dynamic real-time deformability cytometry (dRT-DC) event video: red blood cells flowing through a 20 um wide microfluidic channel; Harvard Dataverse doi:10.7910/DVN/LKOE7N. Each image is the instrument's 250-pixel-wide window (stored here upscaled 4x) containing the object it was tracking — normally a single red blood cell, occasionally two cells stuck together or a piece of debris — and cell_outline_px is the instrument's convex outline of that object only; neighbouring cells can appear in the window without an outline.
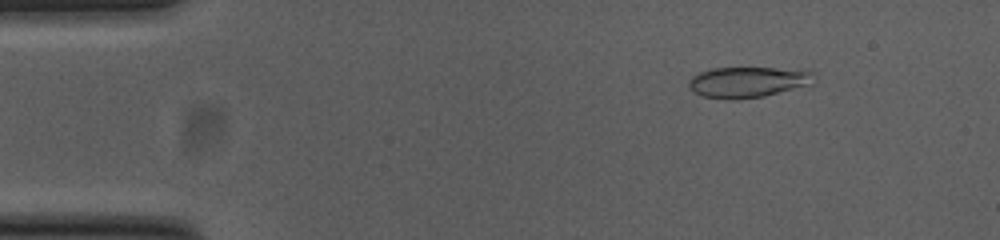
{"species": "common noctule bat (a hibernating species)", "species_latin": "Nyctalus noctula", "temperature_condition": "cold", "stored_images_in_passage": 47, "camera_frame_rate_fps": 3000, "um_per_image_px": 0.085, "animal": {"sex": "female", "body_mass_g": 23.0, "forearm_length_mm": 53.4}, "frame": {"image": 1, "passage_image": 7, "time_ms": 2.0, "image_size_px": [1000, 240], "cell_outline_px": [[816, 84], [764, 96], [732, 100], [728, 100], [704, 96], [696, 92], [688, 84], [688, 80], [692, 76], [700, 72], [712, 68], [804, 68], [816, 72]], "centroid_in_image_um": [63.72, 6.96], "position_along_channel_um": 21.3, "area_um2": 23.0}}
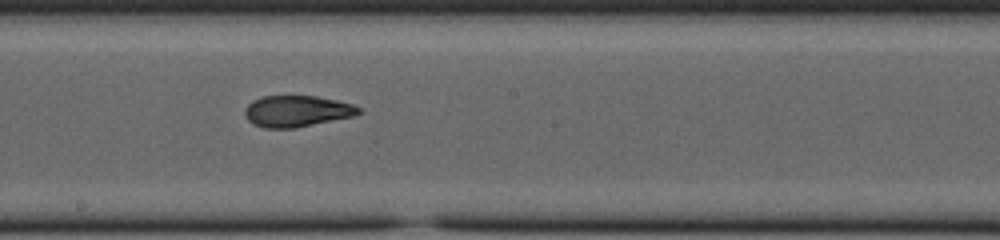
{"frame": {"image": 2, "passage_image": 29, "time_ms": 9.333, "image_size_px": [1000, 240], "cell_outline_px": [[364, 112], [356, 116], [296, 128], [264, 128], [252, 124], [244, 116], [244, 108], [252, 100], [264, 96], [316, 96], [336, 100], [352, 104], [360, 108]], "centroid_in_image_um": [25.24, 9.46], "position_along_channel_um": 223.0, "area_um2": 21.1}}
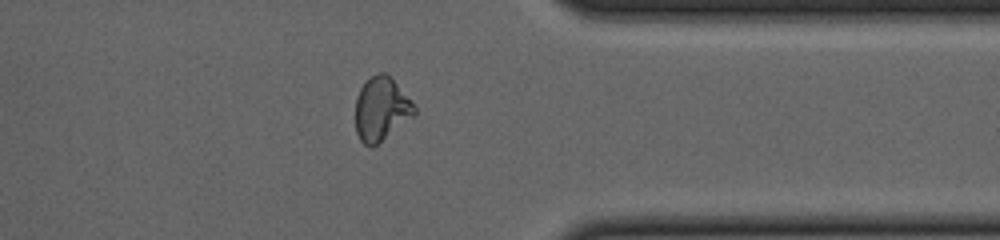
{"frame": {"image": 3, "passage_image": 42, "time_ms": 13.667, "image_size_px": [1000, 240], "cell_outline_px": [[416, 112], [412, 116], [372, 148], [364, 144], [360, 140], [356, 132], [356, 96], [360, 88], [372, 76], [380, 72], [384, 72], [412, 100], [416, 108]], "centroid_in_image_um": [32.38, 9.28], "position_along_channel_um": 379.0, "area_um2": 21.39}, "authors_computed_cell_mechanics": {"area_um2": 21.5594, "velocity_mm_per_s": 3.8092, "shape_relaxation_time_tau1_ms": null, "shape_relaxation_time_tau2_ms": 2.1256, "deformation_change_tau1": null, "deformation_change_tau2": 0.062}}